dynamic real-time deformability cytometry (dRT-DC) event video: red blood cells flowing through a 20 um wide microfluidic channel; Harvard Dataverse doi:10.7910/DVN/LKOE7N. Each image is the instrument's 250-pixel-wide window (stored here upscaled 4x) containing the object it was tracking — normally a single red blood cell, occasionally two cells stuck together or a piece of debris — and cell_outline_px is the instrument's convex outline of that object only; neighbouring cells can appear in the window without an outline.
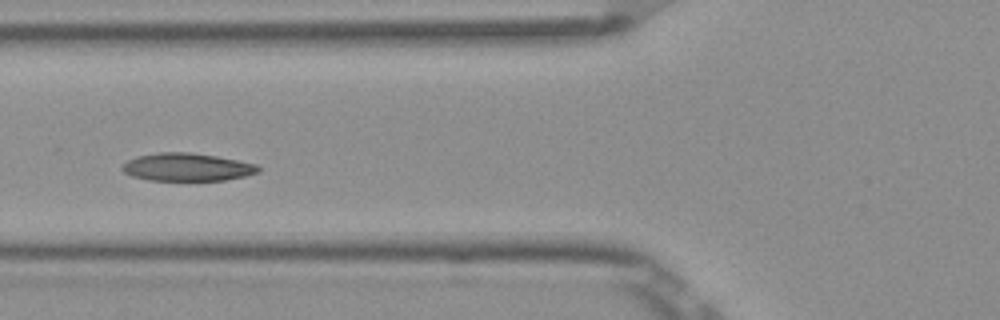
{"species": "Egyptian fruit bat (a non-hibernating species)", "species_latin": "Rousettus aegyptiacus", "temperature_condition": "room temperature", "stored_images_in_passage": 9, "camera_frame_rate_fps": 3000, "um_per_image_px": 0.085, "frame": {"image": 1, "passage_image": 6, "time_ms": 1.667, "image_size_px": [1000, 320], "cell_outline_px": [[260, 172], [244, 176], [224, 180], [148, 180], [132, 176], [124, 172], [120, 168], [128, 160], [136, 156], [160, 152], [188, 152], [216, 156], [256, 164], [260, 168]], "centroid_in_image_um": [15.88, 14.2], "position_along_channel_um": 109.9, "area_um2": 21.96}}
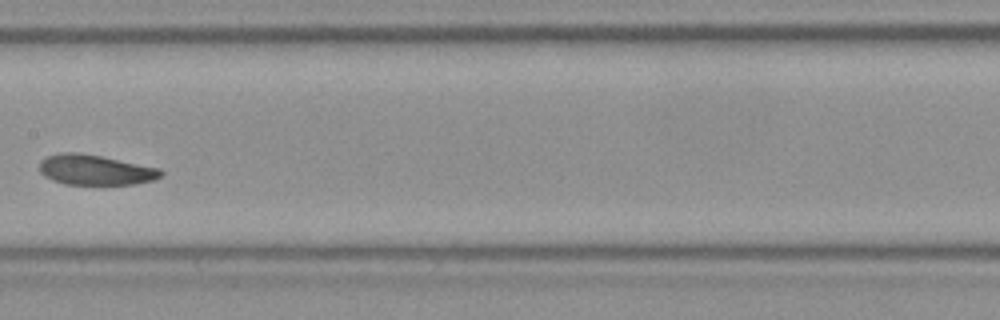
{"frame": {"image": 2, "passage_image": 8, "time_ms": 2.333, "image_size_px": [1000, 320], "cell_outline_px": [[164, 172], [160, 176], [152, 180], [136, 184], [64, 184], [52, 180], [44, 176], [40, 172], [40, 160], [48, 156], [60, 152], [76, 152], [100, 156], [160, 168]], "centroid_in_image_um": [8.08, 14.44], "position_along_channel_um": 199.3, "area_um2": 21.27}}
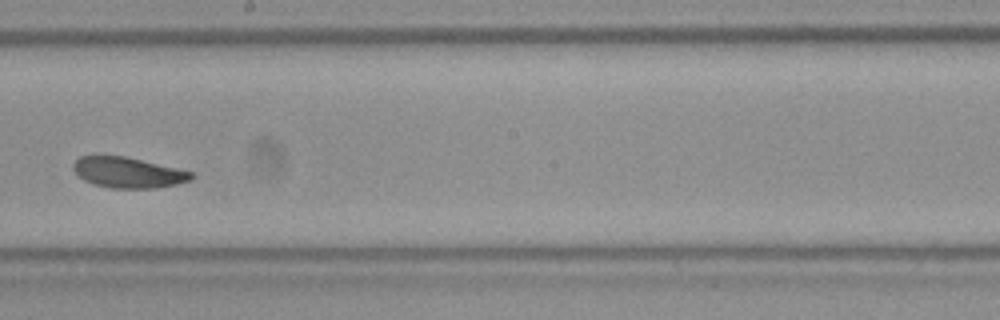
{"frame": {"image": 3, "passage_image": 9, "time_ms": 2.667, "image_size_px": [1000, 320], "cell_outline_px": [[196, 176], [192, 180], [176, 184], [156, 188], [108, 188], [92, 184], [84, 180], [72, 168], [72, 164], [80, 156], [124, 156], [196, 172]], "centroid_in_image_um": [10.93, 14.67], "position_along_channel_um": 237.3, "area_um2": 21.21}}